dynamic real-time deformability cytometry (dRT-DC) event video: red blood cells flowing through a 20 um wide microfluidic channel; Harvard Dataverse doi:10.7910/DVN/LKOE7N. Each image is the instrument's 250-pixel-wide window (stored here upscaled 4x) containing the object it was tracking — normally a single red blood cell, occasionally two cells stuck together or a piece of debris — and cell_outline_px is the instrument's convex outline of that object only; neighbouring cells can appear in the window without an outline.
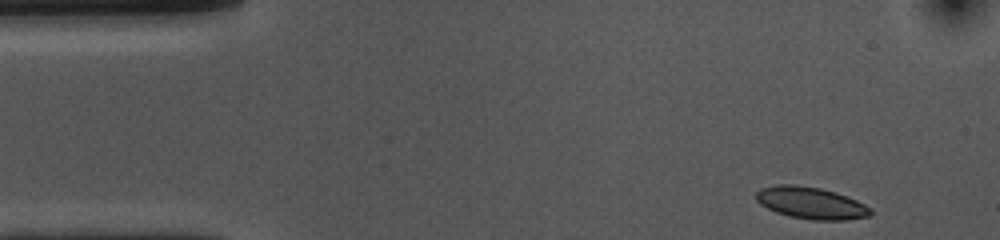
{"species": "common noctule bat (a hibernating species)", "species_latin": "Nyctalus noctula", "temperature_condition": "cold", "stored_images_in_passage": 42, "camera_frame_rate_fps": 3000, "um_per_image_px": 0.085, "animal": {"sex": "female", "body_mass_g": 10.0, "forearm_length_mm": 53.1}, "frame": {"image": 1, "passage_image": 1, "time_ms": 0.0, "image_size_px": [1000, 240], "cell_outline_px": [[872, 212], [868, 216], [844, 220], [812, 220], [788, 216], [776, 212], [760, 204], [756, 200], [756, 192], [760, 188], [776, 184], [792, 184], [820, 188], [836, 192], [856, 200], [872, 208]], "centroid_in_image_um": [68.91, 17.25], "position_along_channel_um": 16.1, "area_um2": 21.33}}
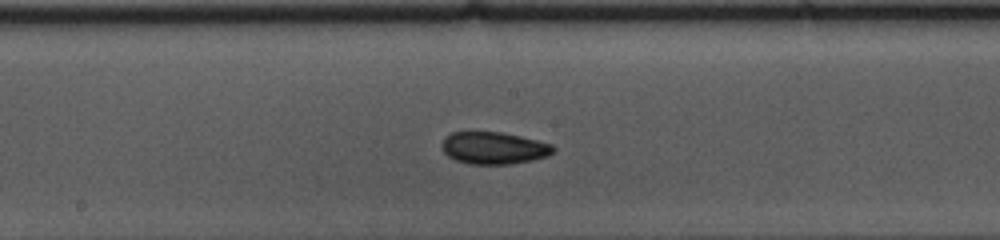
{"frame": {"image": 2, "passage_image": 23, "time_ms": 7.333, "image_size_px": [1000, 240], "cell_outline_px": [[556, 152], [548, 156], [532, 160], [508, 164], [468, 164], [456, 160], [448, 156], [444, 152], [444, 136], [452, 132], [500, 132], [520, 136], [552, 144], [556, 148]], "centroid_in_image_um": [42.02, 12.58], "position_along_channel_um": 206.2, "area_um2": 20.81}}
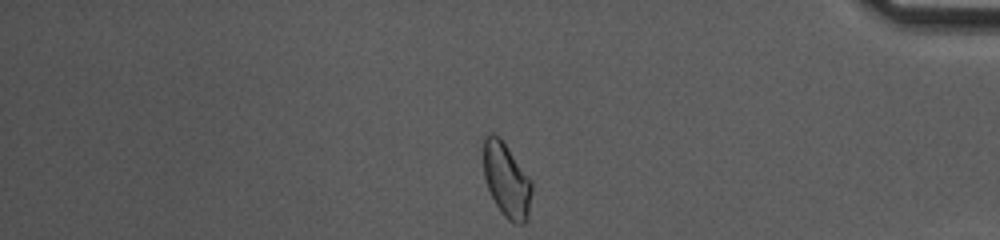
{"frame": {"image": 3, "passage_image": 41, "time_ms": 13.333, "image_size_px": [1000, 240], "cell_outline_px": [[532, 192], [528, 220], [524, 224], [516, 224], [508, 220], [504, 216], [496, 204], [488, 188], [484, 176], [484, 136], [488, 132], [492, 132], [500, 136], [532, 180]], "centroid_in_image_um": [43.08, 15.3], "position_along_channel_um": 392.1, "area_um2": 21.21}, "authors_computed_cell_mechanics": {"area_um2": 20.9525, "velocity_mm_per_s": 3.6481, "shape_relaxation_time_tau1_ms": 9.5242, "shape_relaxation_time_tau2_ms": 4.7927, "deformation_change_tau1": 0.1421, "deformation_change_tau2": 0.0885}}